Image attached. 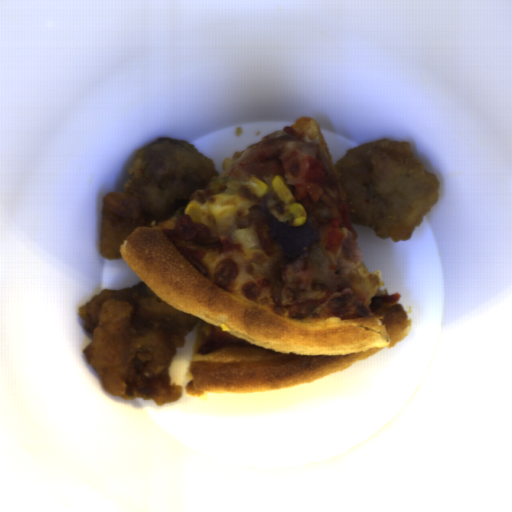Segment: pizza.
Returning a JSON list of instances; mask_svg holds the SVG:
<instances>
[{
	"label": "pizza",
	"instance_id": "dd6c1bee",
	"mask_svg": "<svg viewBox=\"0 0 512 512\" xmlns=\"http://www.w3.org/2000/svg\"><path fill=\"white\" fill-rule=\"evenodd\" d=\"M293 138L314 145L323 165L335 175L341 202L348 205L340 174L319 124L303 116L223 159L218 176L190 195L171 217L136 228L120 244L119 254L132 272L162 300L197 318L188 374L187 394L205 397L280 391L314 382L384 350L392 349L412 328L399 300L389 294L381 271L368 270L358 239L343 228L336 253L325 251L331 225L319 228L320 239L303 254L312 268L314 283L333 290L353 288L370 310L349 320L296 319L272 298L277 265L286 254L271 236L256 228H240L237 219L262 205L280 222L293 219L285 201L273 189V175L247 176L242 165L257 147L277 139ZM258 177L268 190L256 196L249 185ZM235 198V213L202 222L210 239L220 245L171 243L166 235L192 200L209 207L214 196Z\"/></svg>",
	"mask_w": 512,
	"mask_h": 512
}]
</instances>
